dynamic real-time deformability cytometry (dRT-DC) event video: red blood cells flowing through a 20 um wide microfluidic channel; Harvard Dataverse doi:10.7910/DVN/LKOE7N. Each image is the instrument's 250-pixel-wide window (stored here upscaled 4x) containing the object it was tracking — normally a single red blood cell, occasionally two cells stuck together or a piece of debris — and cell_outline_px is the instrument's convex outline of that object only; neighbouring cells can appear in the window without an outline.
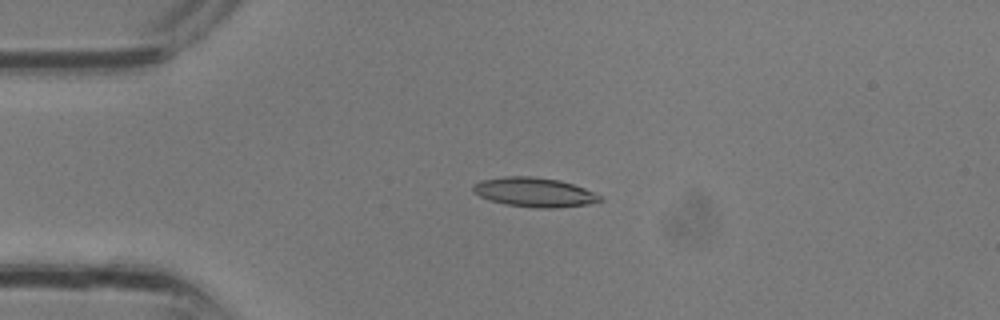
{"species": "common noctule bat (a hibernating species)", "species_latin": "Nyctalus noctula", "temperature_condition": "room temperature", "stored_images_in_passage": 3, "camera_frame_rate_fps": 3000, "um_per_image_px": 0.085, "animal": {"sex": "male", "body_mass_g": 13.3}, "frame": {"image": 1, "passage_image": 3, "time_ms": 0.667, "image_size_px": [1000, 320], "cell_outline_px": [[604, 200], [588, 204], [556, 208], [536, 208], [504, 204], [488, 200], [480, 196], [472, 188], [472, 184], [480, 180], [504, 176], [532, 176], [560, 180], [584, 188], [604, 196]], "centroid_in_image_um": [45.43, 16.34], "position_along_channel_um": 39.6, "area_um2": 21.91}}